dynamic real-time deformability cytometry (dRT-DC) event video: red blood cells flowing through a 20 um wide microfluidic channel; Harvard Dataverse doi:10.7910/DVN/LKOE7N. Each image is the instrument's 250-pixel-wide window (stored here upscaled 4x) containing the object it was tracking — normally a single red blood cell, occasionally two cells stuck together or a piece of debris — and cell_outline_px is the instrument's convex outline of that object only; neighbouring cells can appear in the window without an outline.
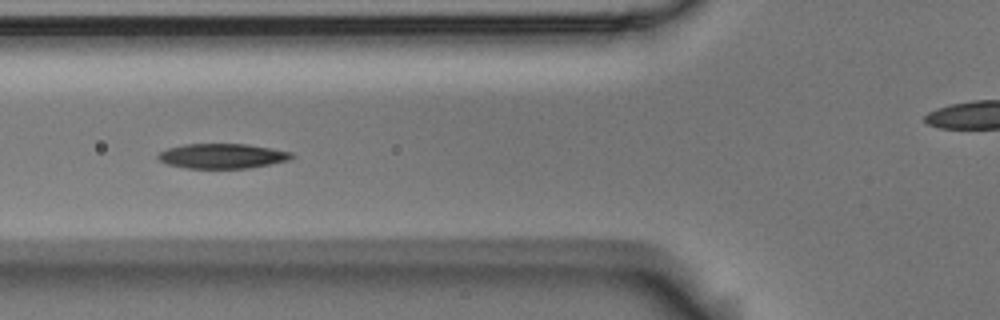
{"species": "Egyptian fruit bat (a non-hibernating species)", "species_latin": "Rousettus aegyptiacus", "temperature_condition": "room temperature", "stored_images_in_passage": 11, "segment_of_instrument_passage": [1, 2], "camera_frame_rate_fps": 3000, "um_per_image_px": 0.085, "animal": {"sex": "male"}, "frame": {"image": 1, "passage_image": 5, "time_ms": 1.333, "image_size_px": [1000, 320], "cell_outline_px": [[296, 156], [288, 160], [248, 168], [188, 168], [168, 164], [160, 160], [156, 156], [160, 152], [168, 148], [184, 144], [248, 144], [272, 148], [292, 152]], "centroid_in_image_um": [18.91, 13.25], "position_along_channel_um": 106.9, "area_um2": 19.25}}
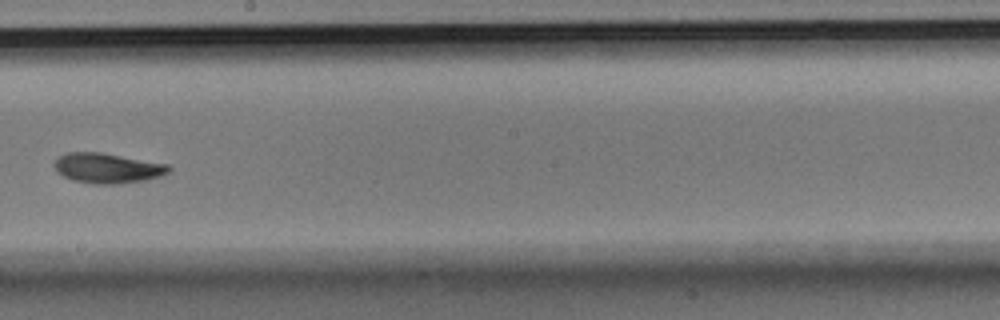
{"frame": {"image": 2, "passage_image": 8, "time_ms": 2.333, "image_size_px": [1000, 320], "cell_outline_px": [[172, 168], [168, 172], [160, 176], [144, 180], [116, 184], [92, 184], [72, 180], [56, 172], [56, 160], [60, 156], [68, 152], [100, 152], [168, 164]], "centroid_in_image_um": [9.14, 14.29], "position_along_channel_um": 239.1, "area_um2": 19.88}}
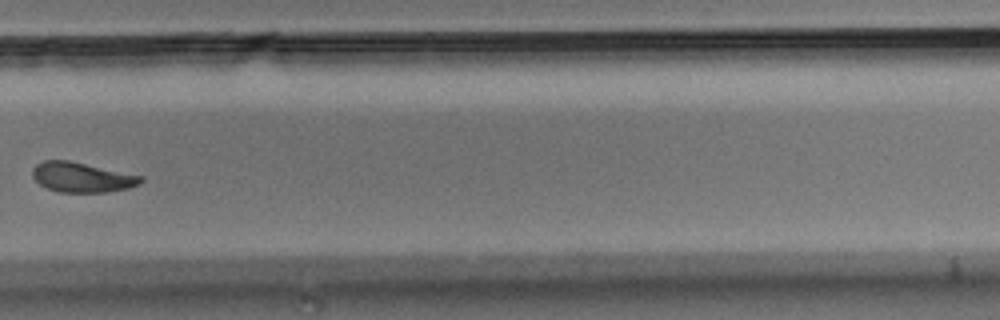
{"frame": {"image": 3, "passage_image": 10, "time_ms": 3.0, "image_size_px": [1000, 320], "cell_outline_px": [[144, 180], [140, 184], [128, 188], [108, 192], [60, 192], [48, 188], [40, 184], [32, 176], [32, 168], [36, 164], [44, 160], [68, 160], [144, 176]], "centroid_in_image_um": [6.98, 15.06], "position_along_channel_um": 322.8, "area_um2": 18.9}}